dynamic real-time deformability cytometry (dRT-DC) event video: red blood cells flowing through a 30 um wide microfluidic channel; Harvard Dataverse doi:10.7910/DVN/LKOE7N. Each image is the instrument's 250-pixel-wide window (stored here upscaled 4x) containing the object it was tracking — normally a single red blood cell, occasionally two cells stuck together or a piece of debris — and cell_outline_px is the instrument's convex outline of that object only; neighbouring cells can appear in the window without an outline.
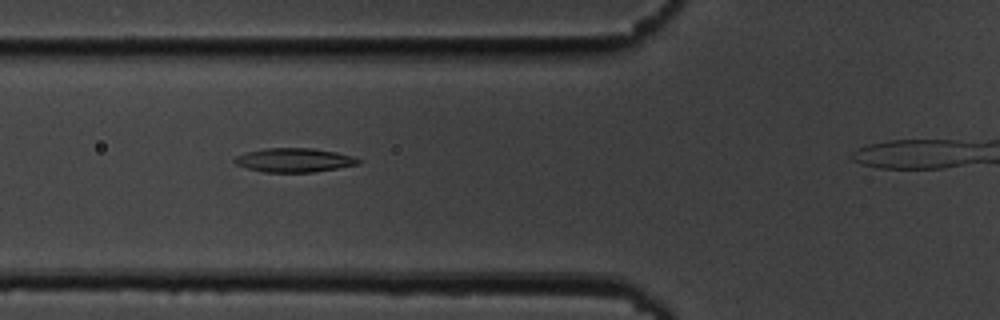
{"species": "common noctule bat (a hibernating species)", "species_latin": "Nyctalus noctula", "temperature_condition": "cold", "stored_images_in_passage": 28, "camera_frame_rate_fps": 3000, "um_per_image_px": 0.085, "animal": {"sex": "male", "body_mass_g": 19.5, "forearm_length_mm": 54.6}, "frame": {"image": 1, "passage_image": 3, "time_ms": 0.667, "image_size_px": [1000, 320], "cell_outline_px": [[360, 164], [312, 172], [264, 172], [248, 168], [236, 164], [232, 160], [236, 156], [244, 152], [268, 148], [312, 148], [336, 152], [352, 156], [360, 160]], "centroid_in_image_um": [24.97, 13.6], "position_along_channel_um": 100.8, "area_um2": 17.17}}
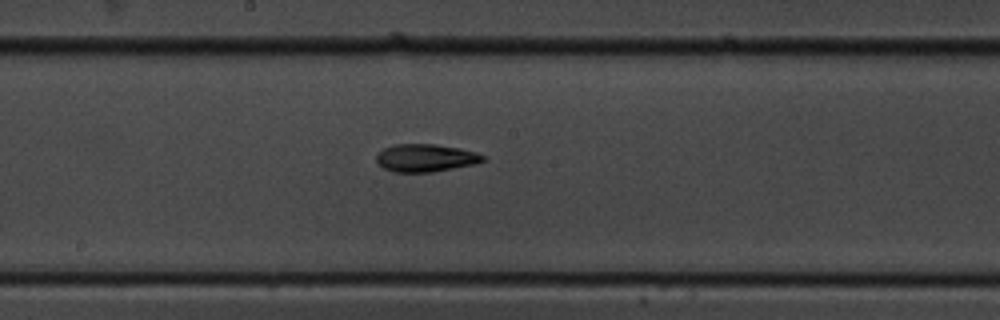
{"frame": {"image": 2, "passage_image": 12, "time_ms": 3.667, "image_size_px": [1000, 320], "cell_outline_px": [[488, 160], [476, 164], [432, 172], [396, 172], [384, 168], [376, 160], [376, 156], [384, 148], [392, 144], [436, 144], [460, 148], [476, 152], [484, 156]], "centroid_in_image_um": [36.22, 13.42], "position_along_channel_um": 212.0, "area_um2": 17.28}}
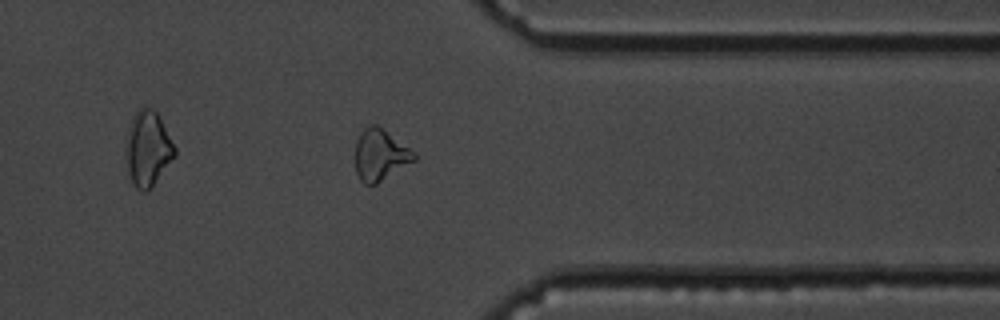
{"frame": {"image": 3, "passage_image": 26, "time_ms": 8.333, "image_size_px": [1000, 320], "cell_outline_px": [[416, 160], [376, 184], [364, 184], [360, 180], [356, 172], [356, 140], [360, 132], [368, 124], [376, 124], [384, 128], [416, 152]], "centroid_in_image_um": [32.33, 13.14], "position_along_channel_um": 379.1, "area_um2": 17.86}}